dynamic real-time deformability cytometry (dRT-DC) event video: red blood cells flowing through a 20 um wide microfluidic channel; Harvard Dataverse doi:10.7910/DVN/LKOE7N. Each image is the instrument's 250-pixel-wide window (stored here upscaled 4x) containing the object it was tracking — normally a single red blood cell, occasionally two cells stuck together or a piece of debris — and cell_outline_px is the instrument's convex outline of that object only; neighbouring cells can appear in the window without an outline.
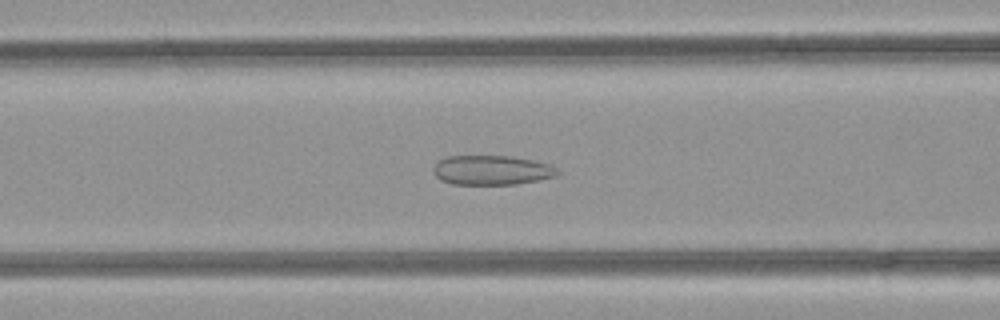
{"species": "common noctule bat (a hibernating species)", "species_latin": "Nyctalus noctula", "temperature_condition": "room temperature", "stored_images_in_passage": 47, "camera_frame_rate_fps": 3000, "um_per_image_px": 0.085, "animal": {"sex": "female", "body_mass_g": 21.9}, "frame": {"image": 1, "passage_image": 19, "time_ms": 6.0, "image_size_px": [1000, 320], "cell_outline_px": [[560, 172], [556, 176], [540, 180], [516, 184], [452, 184], [440, 180], [432, 172], [432, 168], [436, 160], [448, 156], [512, 156], [552, 164]], "centroid_in_image_um": [41.78, 14.46], "position_along_channel_um": 124.8, "area_um2": 21.68}}
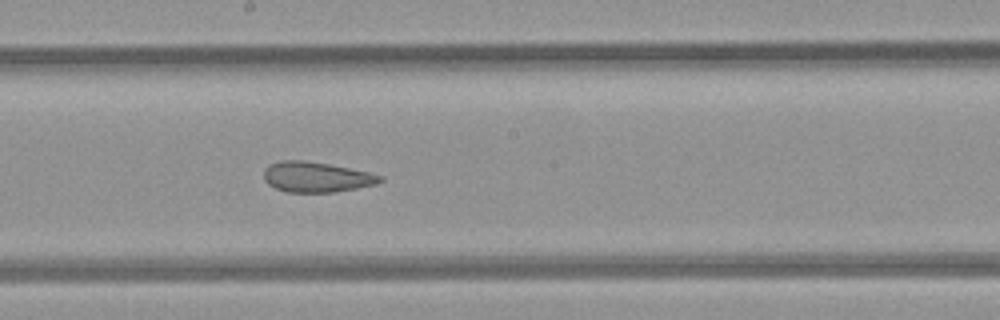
{"frame": {"image": 2, "passage_image": 26, "time_ms": 8.333, "image_size_px": [1000, 320], "cell_outline_px": [[384, 180], [376, 184], [356, 188], [332, 192], [288, 192], [276, 188], [268, 184], [264, 180], [264, 168], [268, 164], [280, 160], [304, 160], [328, 164], [368, 172], [384, 176]], "centroid_in_image_um": [26.86, 15.04], "position_along_channel_um": 221.3, "area_um2": 20.52}}
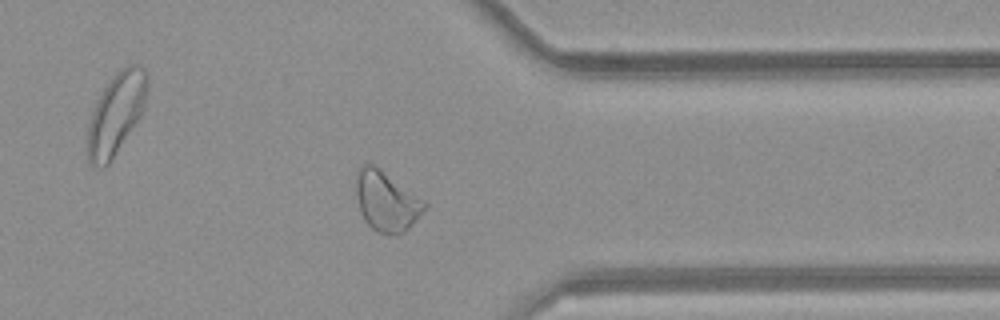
{"frame": {"image": 3, "passage_image": 38, "time_ms": 12.333, "image_size_px": [1000, 320], "cell_outline_px": [[428, 204], [412, 224], [404, 232], [388, 236], [376, 232], [364, 220], [356, 196], [356, 172], [360, 164], [372, 164], [424, 200]], "centroid_in_image_um": [32.81, 17.12], "position_along_channel_um": 378.6, "area_um2": 23.58}}